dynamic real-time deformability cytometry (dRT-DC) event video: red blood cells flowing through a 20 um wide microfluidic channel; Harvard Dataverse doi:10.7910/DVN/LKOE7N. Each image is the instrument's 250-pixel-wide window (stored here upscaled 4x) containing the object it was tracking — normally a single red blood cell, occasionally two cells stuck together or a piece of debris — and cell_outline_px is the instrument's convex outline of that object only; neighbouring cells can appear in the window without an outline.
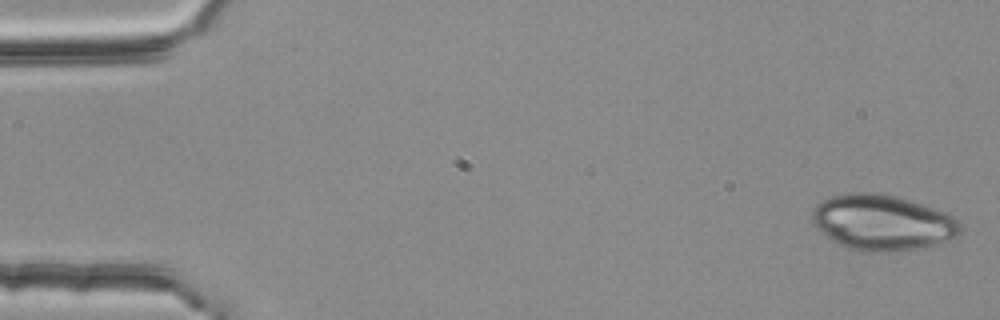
{"species": "common noctule bat (a hibernating species)", "species_latin": "Nyctalus noctula", "temperature_condition": "room temperature", "stored_images_in_passage": 5, "camera_frame_rate_fps": 3000, "um_per_image_px": 0.085, "animal": {"sex": "female", "body_mass_g": 25.1}, "frame": {"image": 1, "passage_image": 1, "time_ms": 0.0, "image_size_px": [1000, 320], "cell_outline_px": [[960, 232], [956, 236], [932, 244], [916, 248], [896, 252], [872, 252], [844, 248], [836, 244], [812, 224], [812, 212], [816, 204], [832, 196], [856, 192], [872, 192], [896, 196], [944, 212], [952, 216], [960, 224]], "centroid_in_image_um": [74.93, 18.92], "position_along_channel_um": 10.1, "area_um2": 47.57}}